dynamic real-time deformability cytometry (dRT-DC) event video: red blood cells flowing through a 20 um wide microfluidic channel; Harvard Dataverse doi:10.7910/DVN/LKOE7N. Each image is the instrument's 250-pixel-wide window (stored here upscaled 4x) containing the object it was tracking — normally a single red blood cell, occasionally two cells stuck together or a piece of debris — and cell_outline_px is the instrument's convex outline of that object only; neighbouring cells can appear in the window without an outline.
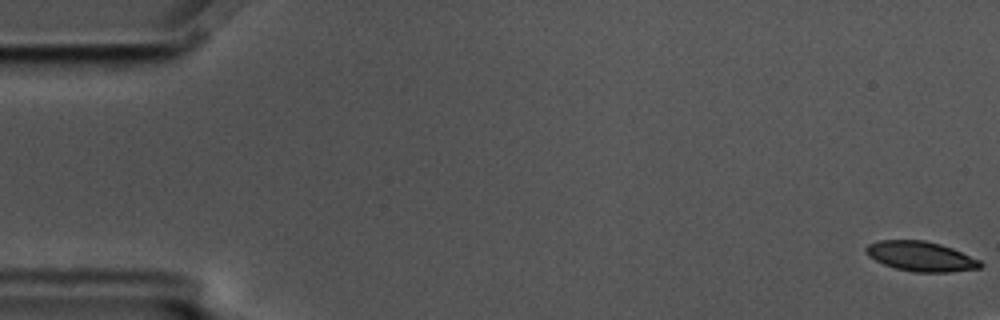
{"species": "common noctule bat (a hibernating species)", "species_latin": "Nyctalus noctula", "temperature_condition": "cold", "stored_images_in_passage": 4, "camera_frame_rate_fps": 3000, "um_per_image_px": 0.085, "animal": {"sex": "male", "body_mass_g": 17.5, "forearm_length_mm": 52.3}, "frame": {"image": 1, "passage_image": 1, "time_ms": 0.0, "image_size_px": [1000, 320], "cell_outline_px": [[984, 264], [980, 268], [948, 272], [916, 272], [896, 268], [884, 264], [868, 256], [864, 252], [864, 248], [868, 244], [880, 240], [924, 240], [940, 244], [952, 248], [980, 260]], "centroid_in_image_um": [78.26, 21.78], "position_along_channel_um": 6.7, "area_um2": 19.83}}